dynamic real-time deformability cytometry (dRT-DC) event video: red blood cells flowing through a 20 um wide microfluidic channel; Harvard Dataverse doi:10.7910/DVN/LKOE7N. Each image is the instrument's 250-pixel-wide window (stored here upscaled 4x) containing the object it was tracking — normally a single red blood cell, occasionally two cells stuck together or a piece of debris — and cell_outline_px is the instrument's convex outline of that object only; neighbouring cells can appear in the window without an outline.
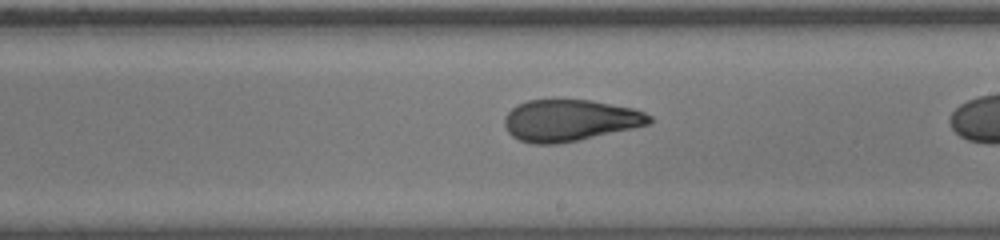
{"species": "human", "species_latin": "Homo sapiens", "temperature_condition": "room temperature", "stored_images_in_passage": 38, "segment_of_instrument_passage": [2, 2], "camera_frame_rate_fps": 3000, "um_per_image_px": 0.085, "donor": {"sex": "male"}, "frame": {"image": 1, "passage_image": 37, "time_ms": 12.0, "image_size_px": [1000, 240], "cell_outline_px": [[652, 124], [580, 140], [556, 144], [532, 144], [520, 140], [512, 136], [508, 132], [504, 124], [504, 116], [516, 104], [528, 100], [592, 100], [632, 108], [644, 112], [652, 116]], "centroid_in_image_um": [48.44, 10.24], "position_along_channel_um": 240.6, "area_um2": 35.32}}